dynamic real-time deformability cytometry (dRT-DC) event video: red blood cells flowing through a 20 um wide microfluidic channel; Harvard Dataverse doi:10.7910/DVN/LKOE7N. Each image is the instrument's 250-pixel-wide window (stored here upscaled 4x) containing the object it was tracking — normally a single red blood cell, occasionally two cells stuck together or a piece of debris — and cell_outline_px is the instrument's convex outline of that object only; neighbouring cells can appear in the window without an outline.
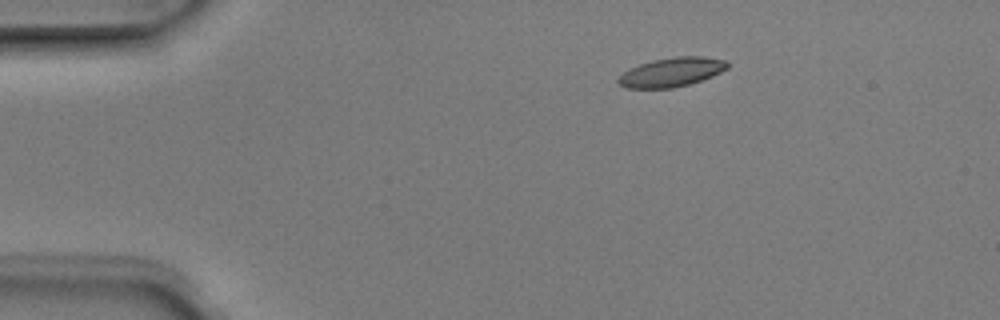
{"species": "Egyptian fruit bat (a non-hibernating species)", "species_latin": "Rousettus aegyptiacus", "temperature_condition": "room temperature", "stored_images_in_passage": 8, "camera_frame_rate_fps": 3000, "um_per_image_px": 0.085, "animal": {"sex": "male"}, "frame": {"image": 1, "passage_image": 2, "time_ms": 0.333, "image_size_px": [1000, 320], "cell_outline_px": [[728, 68], [712, 76], [688, 84], [672, 88], [624, 88], [616, 80], [628, 68], [652, 60], [676, 56], [704, 56], [724, 60], [728, 64]], "centroid_in_image_um": [57.06, 6.12], "position_along_channel_um": 27.9, "area_um2": 18.44}}
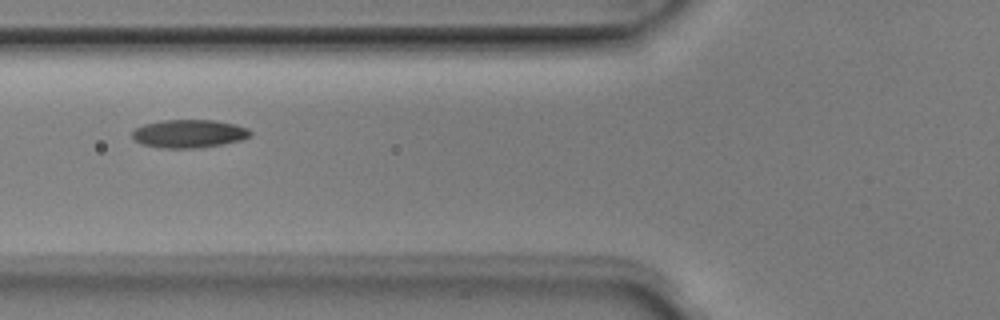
{"frame": {"image": 2, "passage_image": 5, "time_ms": 1.333, "image_size_px": [1000, 320], "cell_outline_px": [[252, 136], [240, 140], [220, 144], [196, 148], [160, 148], [144, 144], [136, 140], [132, 136], [132, 132], [136, 128], [144, 124], [164, 120], [212, 120], [236, 124], [248, 128], [252, 132]], "centroid_in_image_um": [16.09, 11.35], "position_along_channel_um": 109.7, "area_um2": 19.25}}
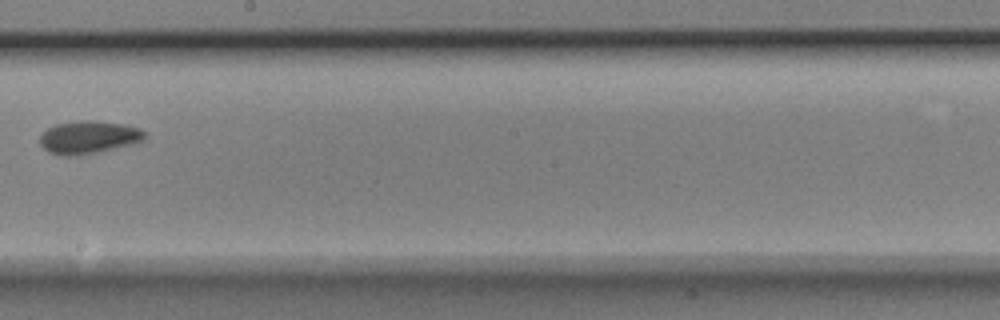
{"frame": {"image": 3, "passage_image": 8, "time_ms": 2.333, "image_size_px": [1000, 320], "cell_outline_px": [[148, 132], [144, 140], [96, 152], [76, 156], [64, 156], [48, 152], [40, 144], [40, 136], [48, 128], [56, 124], [80, 120], [92, 120], [124, 124], [140, 128]], "centroid_in_image_um": [7.53, 11.65], "position_along_channel_um": 240.7, "area_um2": 19.94}}